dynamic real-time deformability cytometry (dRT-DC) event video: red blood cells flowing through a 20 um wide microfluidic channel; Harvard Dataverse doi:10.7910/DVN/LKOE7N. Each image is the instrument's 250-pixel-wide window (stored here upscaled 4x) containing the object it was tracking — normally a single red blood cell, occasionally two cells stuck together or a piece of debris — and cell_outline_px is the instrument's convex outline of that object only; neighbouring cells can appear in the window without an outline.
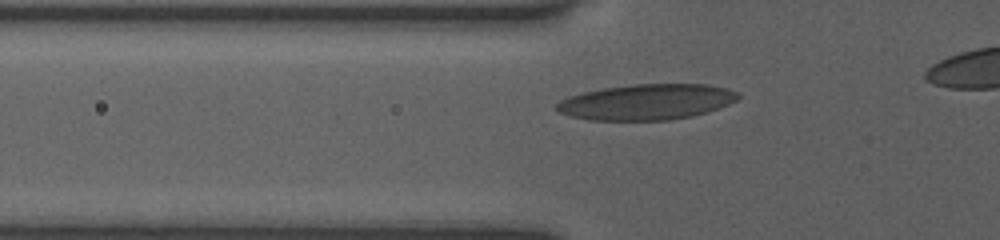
{"species": "human", "species_latin": "Homo sapiens", "temperature_condition": "room temperature", "stored_images_in_passage": 16, "camera_frame_rate_fps": 3000, "um_per_image_px": 0.085, "donor": {"sex": "female"}, "frame": {"image": 1, "passage_image": 11, "time_ms": 2.333, "image_size_px": [1000, 240], "cell_outline_px": [[740, 96], [736, 100], [728, 104], [692, 116], [668, 120], [588, 120], [572, 116], [560, 112], [556, 108], [556, 104], [560, 100], [568, 96], [584, 92], [604, 88], [632, 84], [708, 84], [728, 88], [736, 92]], "centroid_in_image_um": [54.95, 8.66], "position_along_channel_um": 70.9, "area_um2": 37.51}}